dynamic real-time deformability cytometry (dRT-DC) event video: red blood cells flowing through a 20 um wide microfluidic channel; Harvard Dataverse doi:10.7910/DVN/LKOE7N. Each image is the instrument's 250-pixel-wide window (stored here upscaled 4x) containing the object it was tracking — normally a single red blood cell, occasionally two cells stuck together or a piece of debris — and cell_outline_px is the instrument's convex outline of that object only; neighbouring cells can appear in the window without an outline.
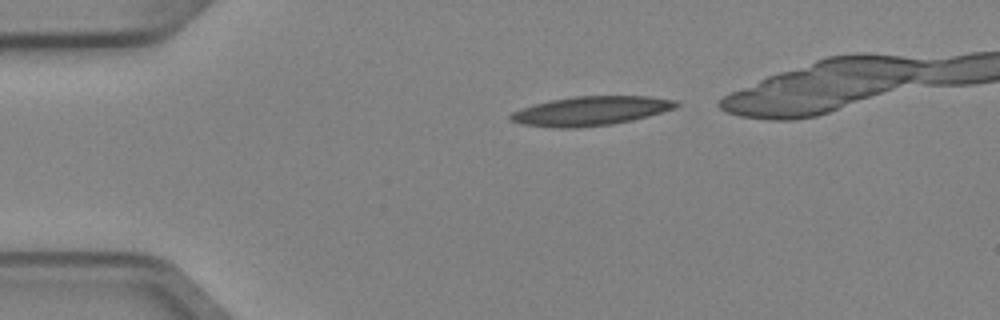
{"species": "Egyptian fruit bat (a non-hibernating species)", "species_latin": "Rousettus aegyptiacus", "temperature_condition": "cold", "stored_images_in_passage": 3, "camera_frame_rate_fps": 3000, "um_per_image_px": 0.085, "animal": {"sex": "female"}, "frame": {"image": 1, "passage_image": 3, "time_ms": 0.667, "image_size_px": [1000, 320], "cell_outline_px": [[680, 104], [676, 108], [648, 116], [632, 120], [612, 124], [576, 128], [552, 128], [520, 124], [508, 120], [508, 116], [512, 112], [520, 108], [552, 100], [572, 96], [648, 96], [676, 100]], "centroid_in_image_um": [50.18, 9.43], "position_along_channel_um": 34.8, "area_um2": 28.32}}